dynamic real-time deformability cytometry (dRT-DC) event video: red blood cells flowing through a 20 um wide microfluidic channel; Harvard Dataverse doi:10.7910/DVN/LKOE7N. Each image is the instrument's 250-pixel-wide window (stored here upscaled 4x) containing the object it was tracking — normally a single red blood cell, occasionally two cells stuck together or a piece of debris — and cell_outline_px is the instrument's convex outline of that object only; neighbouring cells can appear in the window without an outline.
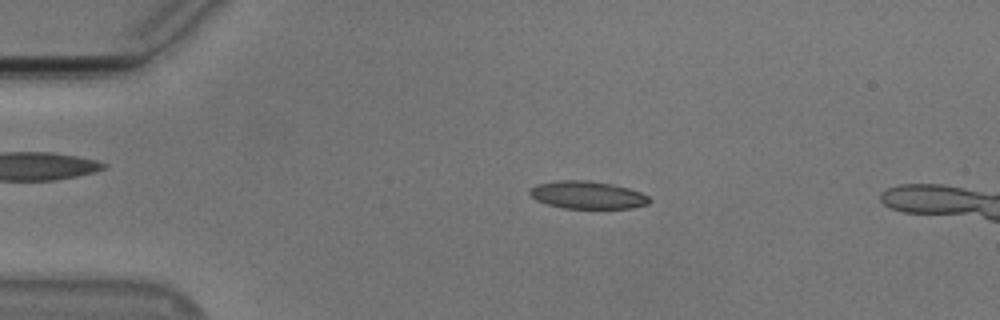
{"species": "Egyptian fruit bat (a non-hibernating species)", "species_latin": "Rousettus aegyptiacus", "temperature_condition": "cold", "stored_images_in_passage": 8, "camera_frame_rate_fps": 3000, "um_per_image_px": 0.085, "animal": {"sex": "male"}, "frame": {"image": 1, "passage_image": 3, "time_ms": 0.667, "image_size_px": [1000, 320], "cell_outline_px": [[652, 200], [648, 204], [632, 208], [564, 208], [544, 204], [536, 200], [528, 192], [536, 184], [560, 180], [588, 180], [612, 184], [628, 188], [640, 192], [648, 196]], "centroid_in_image_um": [49.93, 16.57], "position_along_channel_um": 35.1, "area_um2": 19.31}}